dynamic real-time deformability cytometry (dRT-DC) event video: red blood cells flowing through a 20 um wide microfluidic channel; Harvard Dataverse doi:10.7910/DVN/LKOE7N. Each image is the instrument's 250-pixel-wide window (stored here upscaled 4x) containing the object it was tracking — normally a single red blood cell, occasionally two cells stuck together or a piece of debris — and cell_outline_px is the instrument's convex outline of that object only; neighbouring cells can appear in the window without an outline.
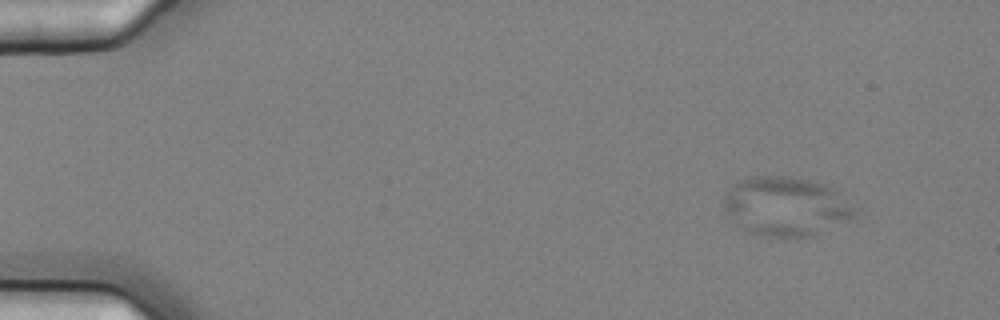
{"species": "common noctule bat (a hibernating species)", "species_latin": "Nyctalus noctula", "temperature_condition": "cold", "stored_images_in_passage": 9, "camera_frame_rate_fps": 3000, "um_per_image_px": 0.085, "animal": {"sex": "female", "body_mass_g": 25.1}, "frame": {"image": 1, "passage_image": 2, "time_ms": 0.333, "image_size_px": [1000, 320], "cell_outline_px": [[860, 208], [852, 220], [816, 236], [764, 236], [744, 232], [736, 228], [728, 216], [720, 200], [732, 184], [736, 180], [748, 176], [800, 176], [824, 184], [832, 188]], "centroid_in_image_um": [66.8, 17.54], "position_along_channel_um": 18.2, "area_um2": 46.82}}
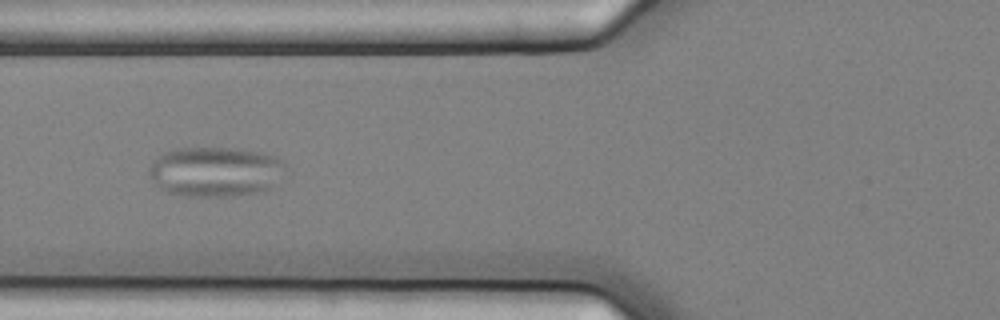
{"frame": {"image": 2, "passage_image": 6, "time_ms": 1.667, "image_size_px": [1000, 320], "cell_outline_px": [[288, 168], [268, 188], [256, 192], [232, 196], [180, 196], [168, 192], [160, 188], [148, 172], [148, 168], [164, 152], [176, 148], [240, 148], [276, 156], [284, 160]], "centroid_in_image_um": [18.32, 14.58], "position_along_channel_um": 107.5, "area_um2": 39.54}}